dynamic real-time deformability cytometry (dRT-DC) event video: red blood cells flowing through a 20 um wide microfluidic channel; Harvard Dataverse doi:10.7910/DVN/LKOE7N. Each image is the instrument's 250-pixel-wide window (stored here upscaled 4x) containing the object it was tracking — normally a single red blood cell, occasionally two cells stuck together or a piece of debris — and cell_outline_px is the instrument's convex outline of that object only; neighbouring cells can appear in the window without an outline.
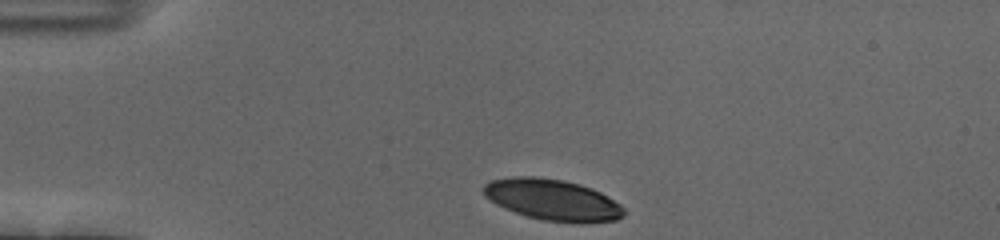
{"species": "human", "species_latin": "Homo sapiens", "temperature_condition": "cold", "stored_images_in_passage": 35, "camera_frame_rate_fps": 3000, "um_per_image_px": 0.085, "donor": {"sex": "female"}, "frame": {"image": 1, "passage_image": 1, "time_ms": 0.0, "image_size_px": [1000, 240], "cell_outline_px": [[624, 216], [616, 220], [584, 224], [580, 224], [544, 220], [528, 216], [504, 208], [496, 204], [484, 196], [484, 184], [492, 180], [512, 176], [536, 176], [560, 180], [580, 184], [592, 188], [600, 192], [620, 204], [624, 208]], "centroid_in_image_um": [46.99, 16.99], "position_along_channel_um": 38.0, "area_um2": 33.76}}
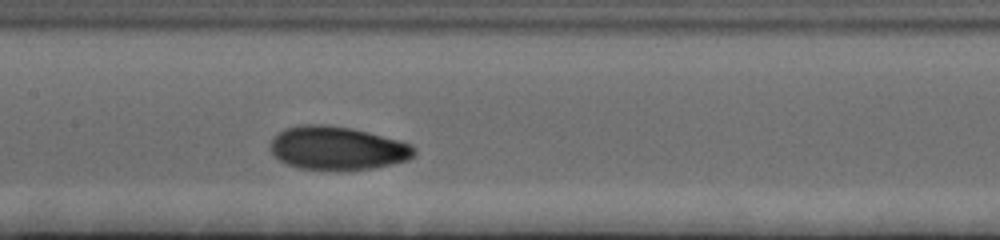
{"frame": {"image": 2, "passage_image": 16, "time_ms": 5.0, "image_size_px": [1000, 240], "cell_outline_px": [[416, 152], [408, 160], [392, 164], [372, 168], [340, 172], [332, 172], [300, 168], [284, 164], [272, 152], [272, 140], [284, 128], [300, 124], [324, 124], [352, 128], [400, 140], [412, 144], [416, 148]], "centroid_in_image_um": [28.7, 12.62], "position_along_channel_um": 178.7, "area_um2": 36.99}}
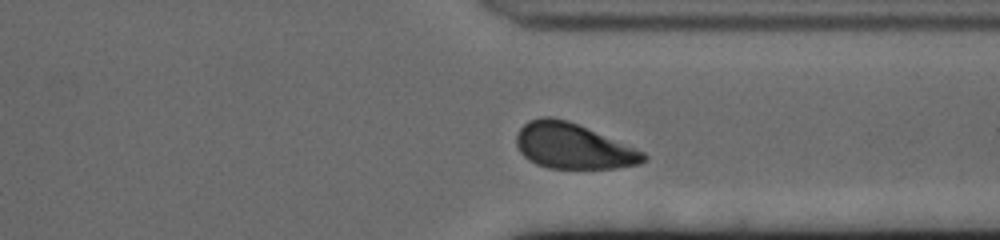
{"frame": {"image": 3, "passage_image": 31, "time_ms": 10.0, "image_size_px": [1000, 240], "cell_outline_px": [[648, 160], [640, 164], [616, 168], [548, 168], [536, 164], [528, 160], [520, 152], [516, 144], [516, 136], [520, 128], [528, 120], [544, 116], [548, 116], [568, 120], [636, 148], [644, 152], [648, 156]], "centroid_in_image_um": [48.71, 12.42], "position_along_channel_um": 362.7, "area_um2": 33.76}, "authors_computed_cell_mechanics": {"area_um2": 35.3736, "velocity_mm_per_s": 3.6702, "shape_relaxation_time_tau1_ms": 2.5106, "shape_relaxation_time_tau2_ms": 3.537, "deformation_change_tau1": 0.1244, "deformation_change_tau2": 0.0801}}